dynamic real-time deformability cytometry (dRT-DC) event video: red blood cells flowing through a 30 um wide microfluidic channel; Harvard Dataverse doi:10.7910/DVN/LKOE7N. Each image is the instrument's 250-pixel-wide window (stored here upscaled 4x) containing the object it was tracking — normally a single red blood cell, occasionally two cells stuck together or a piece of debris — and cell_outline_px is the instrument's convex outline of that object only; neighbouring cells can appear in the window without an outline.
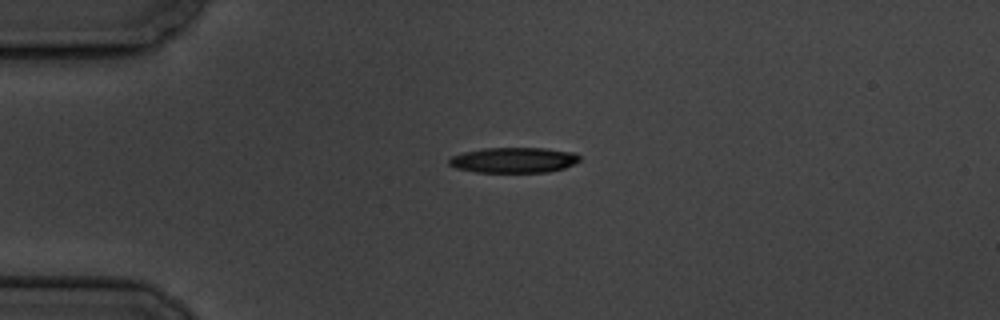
{"species": "common noctule bat (a hibernating species)", "species_latin": "Nyctalus noctula", "temperature_condition": "cold", "stored_images_in_passage": 4, "camera_frame_rate_fps": 3000, "um_per_image_px": 0.085, "animal": {"sex": "male", "body_mass_g": 19.5, "forearm_length_mm": 54.6}, "frame": {"image": 1, "passage_image": 4, "time_ms": 4.333, "image_size_px": [1000, 320], "cell_outline_px": [[580, 160], [564, 168], [548, 172], [476, 172], [456, 168], [448, 164], [448, 160], [452, 156], [464, 152], [484, 148], [544, 148], [576, 152], [580, 156]], "centroid_in_image_um": [43.68, 13.6], "position_along_channel_um": 41.3, "area_um2": 19.36}}